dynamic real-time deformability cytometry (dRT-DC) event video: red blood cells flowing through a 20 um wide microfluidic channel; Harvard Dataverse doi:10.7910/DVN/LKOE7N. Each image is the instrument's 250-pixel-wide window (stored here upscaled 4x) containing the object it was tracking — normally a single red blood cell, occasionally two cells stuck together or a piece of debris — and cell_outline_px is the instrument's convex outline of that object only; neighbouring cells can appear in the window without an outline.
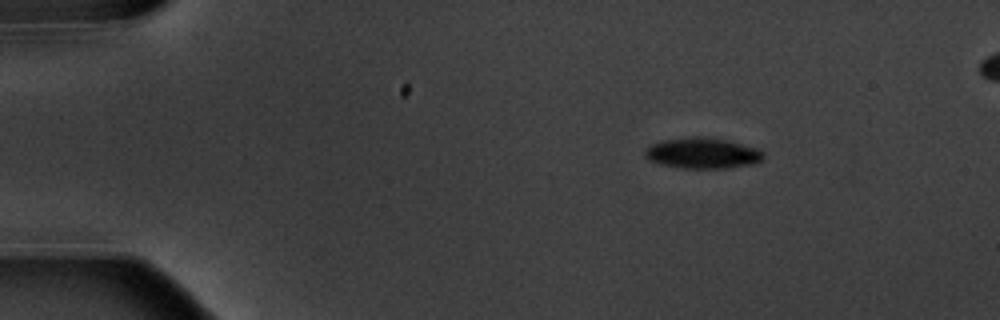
{"species": "common noctule bat (a hibernating species)", "species_latin": "Nyctalus noctula", "temperature_condition": "warm", "stored_images_in_passage": 2, "camera_frame_rate_fps": 3000, "um_per_image_px": 0.085, "animal": {"sex": "male", "body_mass_g": 20.1, "forearm_length_mm": 53.5}, "frame": {"image": 1, "passage_image": 2, "time_ms": 2.0, "image_size_px": [1000, 320], "cell_outline_px": [[764, 160], [752, 164], [728, 168], [680, 168], [660, 164], [648, 160], [644, 156], [644, 148], [652, 144], [664, 140], [696, 136], [704, 136], [728, 140], [756, 148], [764, 152]], "centroid_in_image_um": [59.7, 13.02], "position_along_channel_um": 25.3, "area_um2": 21.44}}